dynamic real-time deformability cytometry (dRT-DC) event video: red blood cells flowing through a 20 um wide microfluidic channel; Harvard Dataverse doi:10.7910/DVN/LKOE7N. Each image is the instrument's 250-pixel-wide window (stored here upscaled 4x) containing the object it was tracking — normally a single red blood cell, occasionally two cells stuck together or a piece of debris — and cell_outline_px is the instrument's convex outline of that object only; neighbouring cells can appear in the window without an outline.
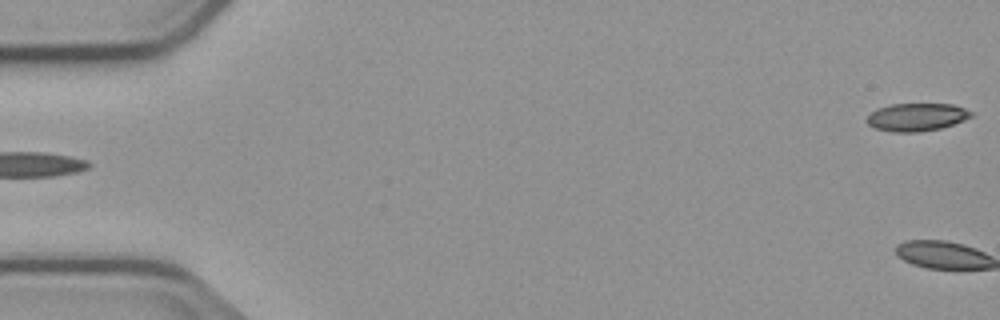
{"species": "common noctule bat (a hibernating species)", "species_latin": "Nyctalus noctula", "temperature_condition": "cold", "stored_images_in_passage": 5, "segment_of_instrument_passage": [2, 2], "camera_frame_rate_fps": 3000, "um_per_image_px": 0.085, "animal": {"sex": "male", "body_mass_g": 23.1, "forearm_length_mm": 52.7}, "frame": {"image": 1, "passage_image": 5, "time_ms": 4.667, "image_size_px": [1000, 320], "cell_outline_px": [[972, 116], [964, 120], [940, 128], [920, 132], [892, 132], [876, 128], [868, 124], [864, 120], [876, 108], [892, 104], [952, 104], [964, 108], [972, 112]], "centroid_in_image_um": [77.88, 9.95], "position_along_channel_um": 7.1, "area_um2": 16.88}}